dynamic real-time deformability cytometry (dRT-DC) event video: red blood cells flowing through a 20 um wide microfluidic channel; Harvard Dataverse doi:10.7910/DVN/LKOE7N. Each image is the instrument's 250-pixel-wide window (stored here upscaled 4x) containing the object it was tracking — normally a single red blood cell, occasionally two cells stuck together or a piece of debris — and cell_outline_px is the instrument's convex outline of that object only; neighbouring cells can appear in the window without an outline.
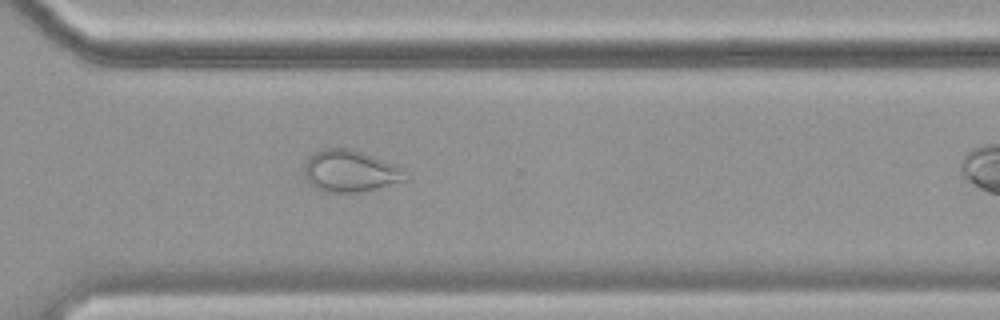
{"species": "common noctule bat (a hibernating species)", "species_latin": "Nyctalus noctula", "temperature_condition": "cold", "stored_images_in_passage": 36, "camera_frame_rate_fps": 3000, "um_per_image_px": 0.085, "animal": {"sex": "female", "body_mass_g": 19.9}, "frame": {"image": 1, "passage_image": 31, "time_ms": 10.0, "image_size_px": [1000, 320], "cell_outline_px": [[404, 180], [360, 192], [324, 192], [308, 184], [304, 176], [304, 164], [316, 152], [324, 148], [352, 148], [400, 164], [404, 168]], "centroid_in_image_um": [29.76, 14.52], "position_along_channel_um": 340.8, "area_um2": 24.8}}